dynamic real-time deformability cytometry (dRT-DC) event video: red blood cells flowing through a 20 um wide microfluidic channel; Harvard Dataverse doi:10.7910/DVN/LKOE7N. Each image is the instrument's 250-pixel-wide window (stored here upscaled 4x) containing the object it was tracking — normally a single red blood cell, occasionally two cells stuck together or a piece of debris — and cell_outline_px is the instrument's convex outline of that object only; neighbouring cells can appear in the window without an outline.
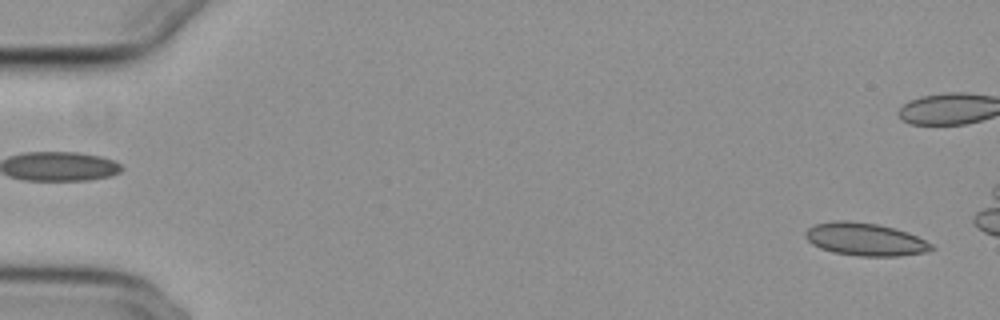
{"species": "common noctule bat (a hibernating species)", "species_latin": "Nyctalus noctula", "temperature_condition": "cold", "stored_images_in_passage": 45, "camera_frame_rate_fps": 3000, "um_per_image_px": 0.085, "animal": {"sex": "female", "body_mass_g": 29.2, "forearm_length_mm": 56.3}, "frame": {"image": 1, "passage_image": 2, "time_ms": 0.333, "image_size_px": [1000, 320], "cell_outline_px": [[936, 248], [928, 252], [900, 256], [860, 256], [832, 252], [820, 248], [812, 244], [804, 236], [804, 232], [808, 228], [816, 224], [832, 220], [848, 220], [876, 224], [908, 232], [932, 244]], "centroid_in_image_um": [73.53, 20.34], "position_along_channel_um": 11.5, "area_um2": 24.16}}
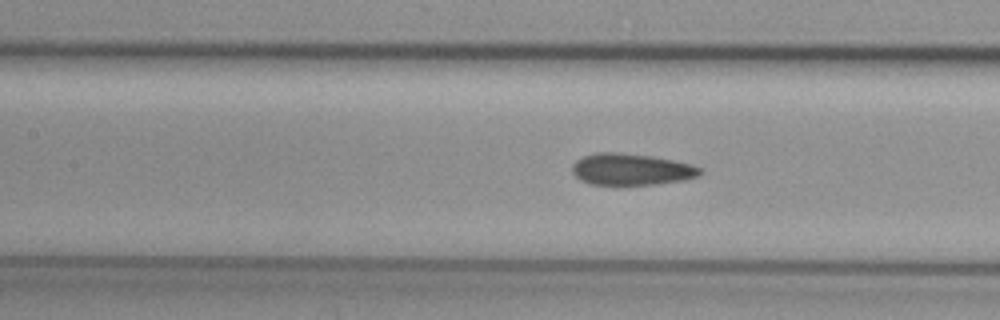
{"frame": {"image": 2, "passage_image": 25, "time_ms": 8.0, "image_size_px": [1000, 320], "cell_outline_px": [[704, 172], [696, 176], [684, 180], [656, 184], [588, 184], [580, 180], [572, 172], [572, 164], [576, 160], [584, 156], [596, 152], [620, 152], [652, 156], [692, 164], [700, 168]], "centroid_in_image_um": [53.64, 14.38], "position_along_channel_um": 153.8, "area_um2": 23.52}}
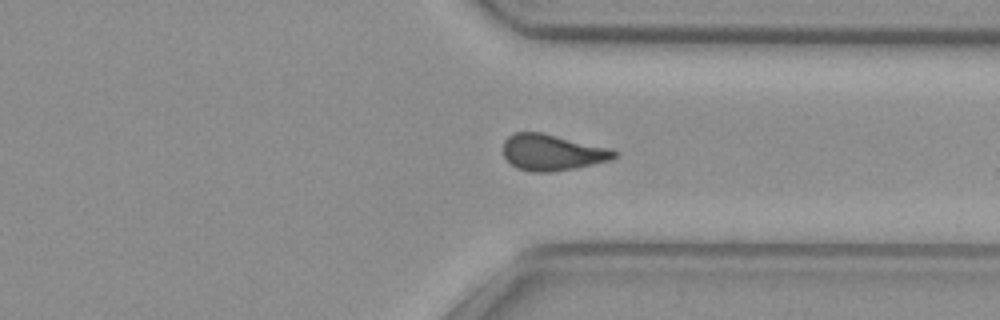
{"frame": {"image": 3, "passage_image": 42, "time_ms": 13.667, "image_size_px": [1000, 320], "cell_outline_px": [[616, 156], [612, 160], [576, 168], [552, 172], [532, 172], [516, 168], [504, 156], [504, 140], [508, 136], [516, 132], [540, 132], [612, 148], [616, 152]], "centroid_in_image_um": [46.96, 12.96], "position_along_channel_um": 364.4, "area_um2": 23.47}}